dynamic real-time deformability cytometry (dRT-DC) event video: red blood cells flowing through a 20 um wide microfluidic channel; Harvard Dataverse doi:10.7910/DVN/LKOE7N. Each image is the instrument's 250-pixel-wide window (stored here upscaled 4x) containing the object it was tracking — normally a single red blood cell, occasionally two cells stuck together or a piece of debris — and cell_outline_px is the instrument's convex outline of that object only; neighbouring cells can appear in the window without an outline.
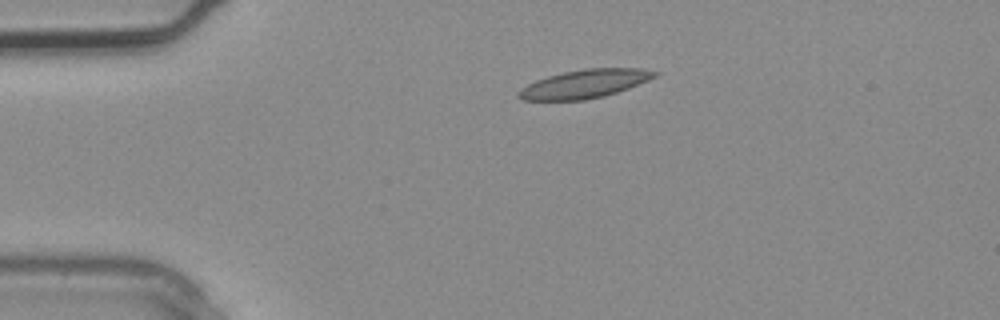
{"species": "common noctule bat (a hibernating species)", "species_latin": "Nyctalus noctula", "temperature_condition": "warm", "stored_images_in_passage": 1, "camera_frame_rate_fps": 3000, "um_per_image_px": 0.085, "animal": {"sex": "male", "body_mass_g": 20.4}, "frame": {"image": 1, "passage_image": 1, "time_ms": 0.0, "image_size_px": [1000, 320], "cell_outline_px": [[660, 72], [656, 76], [648, 80], [628, 88], [604, 96], [584, 100], [524, 100], [516, 96], [516, 92], [528, 84], [536, 80], [548, 76], [564, 72], [588, 68], [640, 68]], "centroid_in_image_um": [49.69, 7.13], "position_along_channel_um": 35.3, "area_um2": 22.43}}